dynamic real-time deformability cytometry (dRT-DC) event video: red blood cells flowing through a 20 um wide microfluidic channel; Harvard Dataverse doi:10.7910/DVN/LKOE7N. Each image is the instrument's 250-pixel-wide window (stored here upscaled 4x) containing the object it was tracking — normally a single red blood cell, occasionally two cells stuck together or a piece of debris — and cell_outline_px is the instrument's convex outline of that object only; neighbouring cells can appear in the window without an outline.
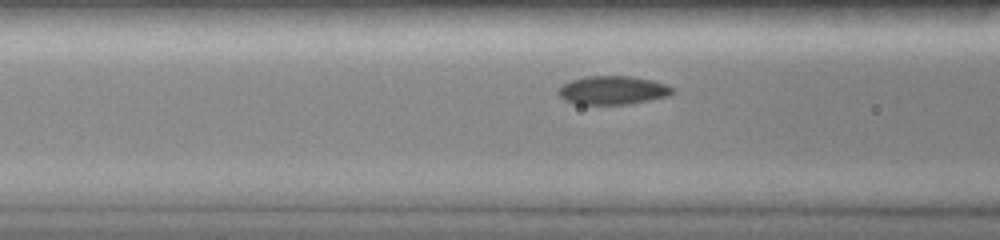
{"species": "common noctule bat (a hibernating species)", "species_latin": "Nyctalus noctula", "temperature_condition": "room temperature", "stored_images_in_passage": 30, "camera_frame_rate_fps": 3000, "um_per_image_px": 0.085, "animal": {"sex": "female", "body_mass_g": 19.0, "forearm_length_mm": 51.5}, "frame": {"image": 1, "passage_image": 5, "time_ms": 1.333, "image_size_px": [1000, 240], "cell_outline_px": [[676, 92], [672, 96], [632, 104], [576, 104], [564, 100], [556, 92], [564, 84], [572, 80], [588, 76], [628, 76], [652, 80], [664, 84], [672, 88]], "centroid_in_image_um": [52.13, 7.68], "position_along_channel_um": 114.5, "area_um2": 19.07}}
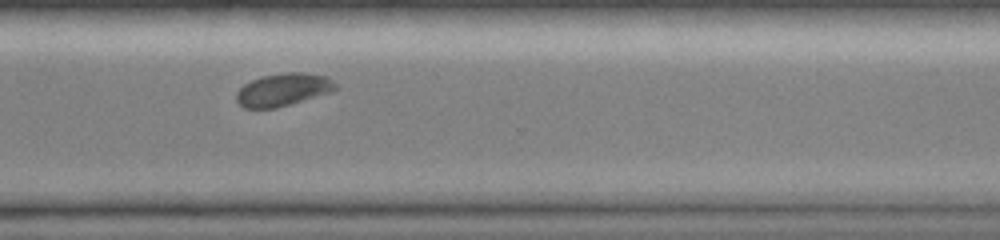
{"frame": {"image": 2, "passage_image": 22, "time_ms": 7.0, "image_size_px": [1000, 240], "cell_outline_px": [[336, 88], [332, 92], [276, 108], [244, 108], [236, 100], [236, 92], [244, 84], [252, 80], [264, 76], [288, 72], [300, 72], [324, 76], [332, 80], [336, 84]], "centroid_in_image_um": [24.05, 7.63], "position_along_channel_um": 346.5, "area_um2": 18.67}}
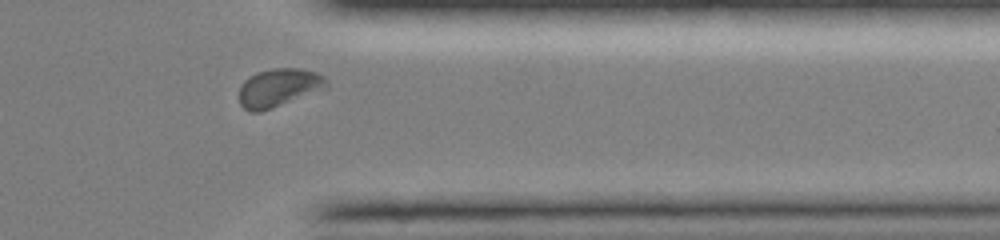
{"frame": {"image": 3, "passage_image": 25, "time_ms": 8.0, "image_size_px": [1000, 240], "cell_outline_px": [[328, 88], [260, 112], [248, 112], [240, 104], [240, 84], [248, 76], [256, 72], [272, 68], [300, 68], [316, 72], [324, 76], [328, 80]], "centroid_in_image_um": [23.7, 7.44], "position_along_channel_um": 387.7, "area_um2": 19.71}}